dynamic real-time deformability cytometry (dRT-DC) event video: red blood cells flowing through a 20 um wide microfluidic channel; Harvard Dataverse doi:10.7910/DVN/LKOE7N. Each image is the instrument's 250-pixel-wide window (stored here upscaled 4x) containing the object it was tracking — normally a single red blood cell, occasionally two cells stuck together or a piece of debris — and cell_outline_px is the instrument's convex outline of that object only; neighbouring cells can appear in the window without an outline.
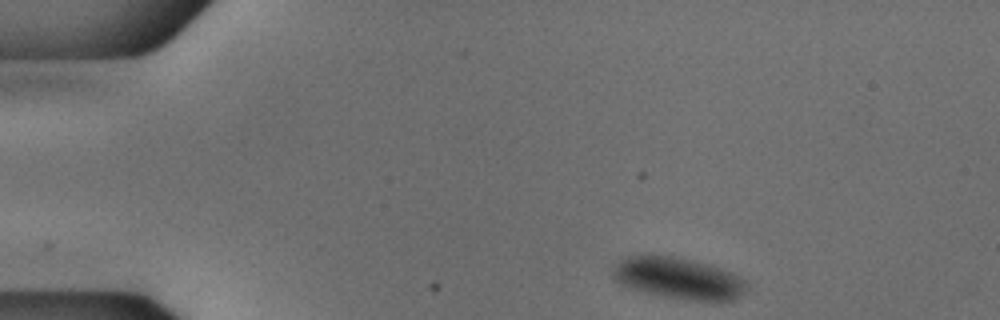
{"species": "common noctule bat (a hibernating species)", "species_latin": "Nyctalus noctula", "temperature_condition": "cold", "stored_images_in_passage": 46, "camera_frame_rate_fps": 3000, "um_per_image_px": 0.085, "animal": {"sex": "male", "body_mass_g": 18.8}, "frame": {"image": 1, "passage_image": 1, "time_ms": 0.0, "image_size_px": [1000, 320], "cell_outline_px": [[748, 288], [740, 296], [732, 300], [720, 304], [712, 304], [680, 300], [644, 292], [628, 288], [620, 284], [612, 276], [612, 268], [616, 260], [624, 256], [644, 252], [672, 256], [692, 260], [708, 264], [732, 272], [740, 276], [748, 284]], "centroid_in_image_um": [57.64, 23.66], "position_along_channel_um": 27.4, "area_um2": 34.22}}
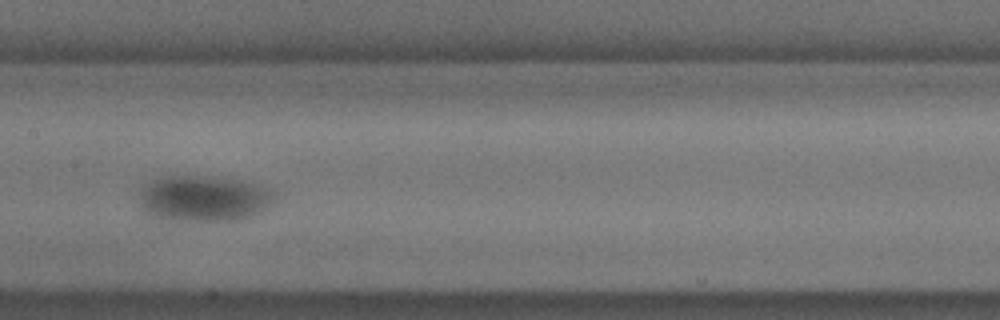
{"frame": {"image": 2, "passage_image": 20, "time_ms": 6.333, "image_size_px": [1000, 320], "cell_outline_px": [[272, 200], [260, 212], [252, 216], [240, 220], [172, 220], [152, 216], [144, 212], [140, 204], [140, 188], [144, 184], [168, 176], [220, 176], [260, 184], [272, 192]], "centroid_in_image_um": [17.28, 16.86], "position_along_channel_um": 190.1, "area_um2": 36.07}}
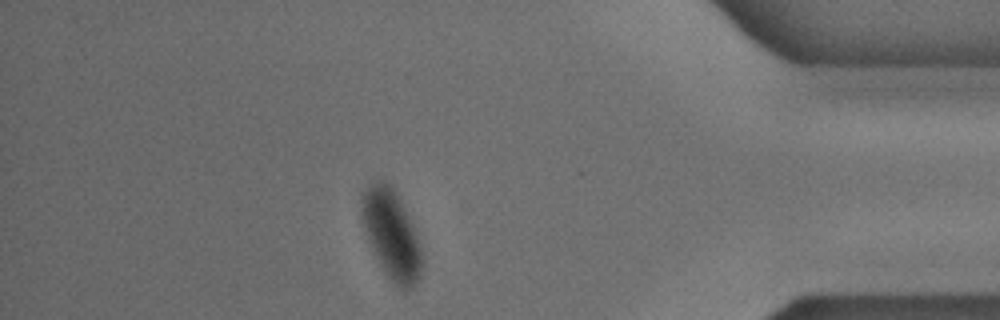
{"frame": {"image": 3, "passage_image": 40, "time_ms": 13.0, "image_size_px": [1000, 320], "cell_outline_px": [[424, 260], [420, 276], [416, 284], [408, 292], [404, 292], [388, 276], [380, 264], [376, 256], [364, 228], [360, 212], [360, 200], [364, 188], [368, 184], [376, 180], [384, 180], [392, 188], [404, 204], [416, 232], [424, 256]], "centroid_in_image_um": [33.3, 19.92], "position_along_channel_um": 401.9, "area_um2": 31.67}}